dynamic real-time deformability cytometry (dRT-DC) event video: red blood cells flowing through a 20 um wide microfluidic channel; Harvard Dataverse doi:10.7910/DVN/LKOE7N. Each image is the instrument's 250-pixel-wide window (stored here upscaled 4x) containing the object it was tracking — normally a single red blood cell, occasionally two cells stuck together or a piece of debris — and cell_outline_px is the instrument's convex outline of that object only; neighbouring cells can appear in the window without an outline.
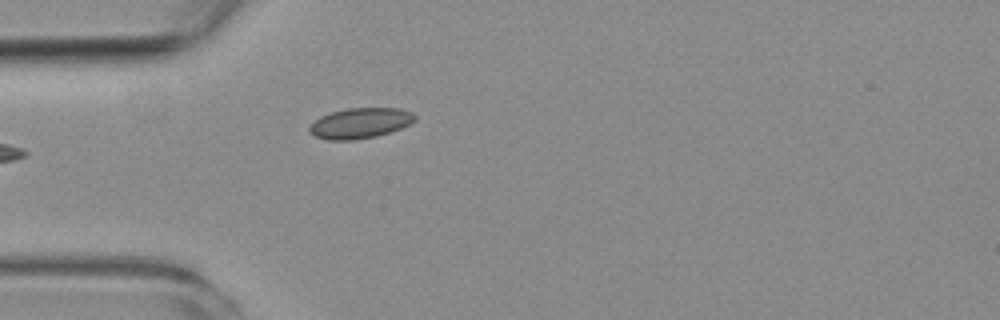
{"species": "common noctule bat (a hibernating species)", "species_latin": "Nyctalus noctula", "temperature_condition": "room temperature", "stored_images_in_passage": 2, "camera_frame_rate_fps": 3000, "um_per_image_px": 0.085, "animal": {"sex": "female", "body_mass_g": 19.3, "forearm_length_mm": 54.1}, "frame": {"image": 1, "passage_image": 2, "time_ms": 1.333, "image_size_px": [1000, 320], "cell_outline_px": [[416, 120], [400, 128], [376, 136], [356, 140], [328, 140], [316, 136], [308, 132], [308, 128], [320, 116], [332, 112], [348, 108], [400, 108], [412, 112], [416, 116]], "centroid_in_image_um": [30.61, 10.46], "position_along_channel_um": 54.4, "area_um2": 18.61}}